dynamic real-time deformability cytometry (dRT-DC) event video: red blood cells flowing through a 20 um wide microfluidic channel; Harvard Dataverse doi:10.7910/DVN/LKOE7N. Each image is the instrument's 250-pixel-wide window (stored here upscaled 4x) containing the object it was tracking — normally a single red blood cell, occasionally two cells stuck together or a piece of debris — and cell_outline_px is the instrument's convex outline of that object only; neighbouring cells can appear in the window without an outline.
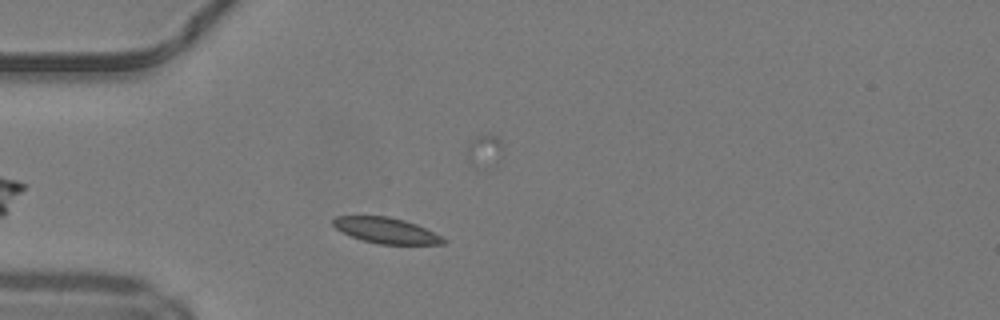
{"species": "common noctule bat (a hibernating species)", "species_latin": "Nyctalus noctula", "temperature_condition": "warm", "stored_images_in_passage": 42, "camera_frame_rate_fps": 3000, "um_per_image_px": 0.085, "animal": {"sex": "male", "body_mass_g": 19.2, "forearm_length_mm": 51.8}, "frame": {"image": 1, "passage_image": 6, "time_ms": 1.667, "image_size_px": [1000, 320], "cell_outline_px": [[448, 240], [444, 244], [380, 244], [360, 240], [336, 228], [332, 224], [332, 220], [336, 216], [388, 216], [404, 220], [416, 224]], "centroid_in_image_um": [32.81, 19.59], "position_along_channel_um": 52.2, "area_um2": 16.36}}
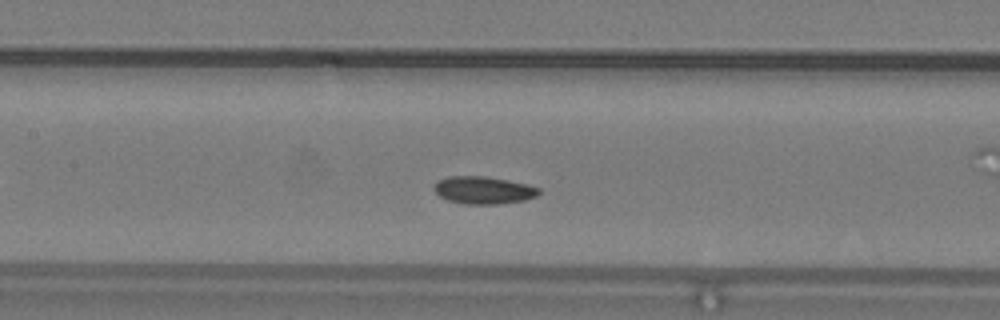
{"frame": {"image": 2, "passage_image": 15, "time_ms": 4.667, "image_size_px": [1000, 320], "cell_outline_px": [[540, 192], [536, 196], [524, 200], [500, 204], [464, 204], [448, 200], [440, 196], [432, 188], [440, 180], [452, 176], [484, 176], [508, 180], [540, 188]], "centroid_in_image_um": [41.1, 16.17], "position_along_channel_um": 166.3, "area_um2": 16.59}}
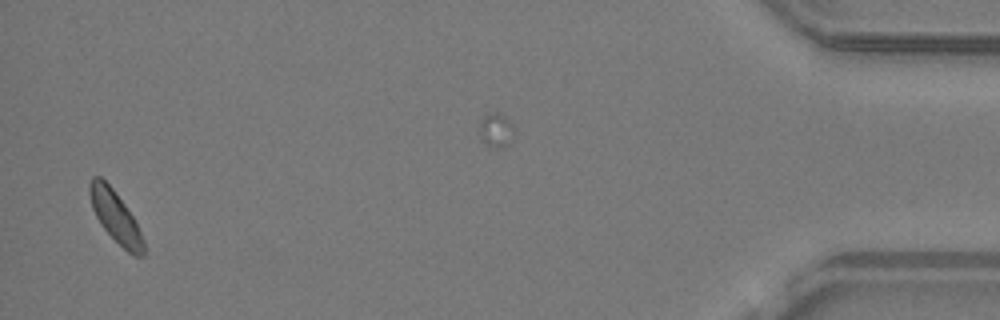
{"frame": {"image": 3, "passage_image": 40, "time_ms": 13.0, "image_size_px": [1000, 320], "cell_outline_px": [[144, 256], [132, 256], [100, 224], [92, 208], [88, 192], [88, 184], [92, 176], [100, 176], [112, 188], [124, 204], [132, 216], [144, 240]], "centroid_in_image_um": [9.78, 18.4], "position_along_channel_um": 425.4, "area_um2": 15.9}, "authors_computed_cell_mechanics": {"area_um2": 16.4152, "velocity_mm_per_s": 4.1703, "shape_relaxation_time_tau1_ms": 3.0008, "shape_relaxation_time_tau2_ms": 11.1056, "deformation_change_tau1": 0.0666, "deformation_change_tau2": 0.1316}}